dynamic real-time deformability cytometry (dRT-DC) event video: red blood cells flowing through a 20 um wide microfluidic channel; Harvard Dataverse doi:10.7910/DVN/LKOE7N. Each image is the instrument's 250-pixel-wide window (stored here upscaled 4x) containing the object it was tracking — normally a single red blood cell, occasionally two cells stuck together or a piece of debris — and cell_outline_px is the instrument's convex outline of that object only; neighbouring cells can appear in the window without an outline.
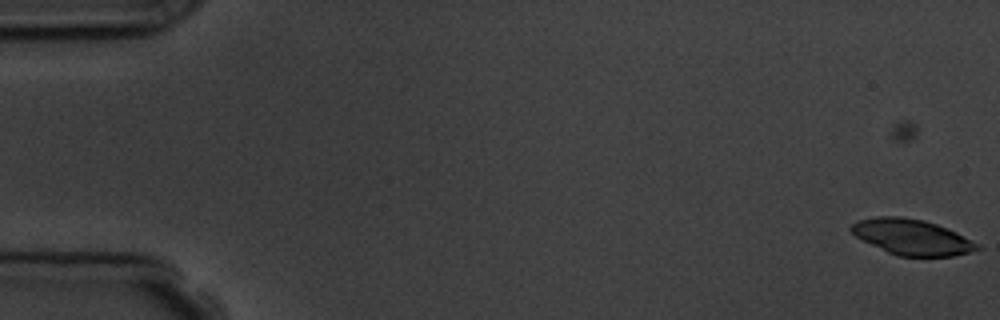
{"species": "common noctule bat (a hibernating species)", "species_latin": "Nyctalus noctula", "temperature_condition": "room temperature", "stored_images_in_passage": 5, "camera_frame_rate_fps": 3000, "um_per_image_px": 0.085, "animal": {"sex": "male", "body_mass_g": 19.5, "forearm_length_mm": 54.6}, "frame": {"image": 1, "passage_image": 1, "time_ms": 0.0, "image_size_px": [1000, 320], "cell_outline_px": [[980, 248], [968, 252], [952, 256], [900, 256], [888, 252], [856, 236], [848, 228], [852, 224], [860, 220], [876, 216], [900, 216], [924, 220], [936, 224], [956, 232], [980, 244]], "centroid_in_image_um": [77.51, 20.14], "position_along_channel_um": 7.5, "area_um2": 25.78}}
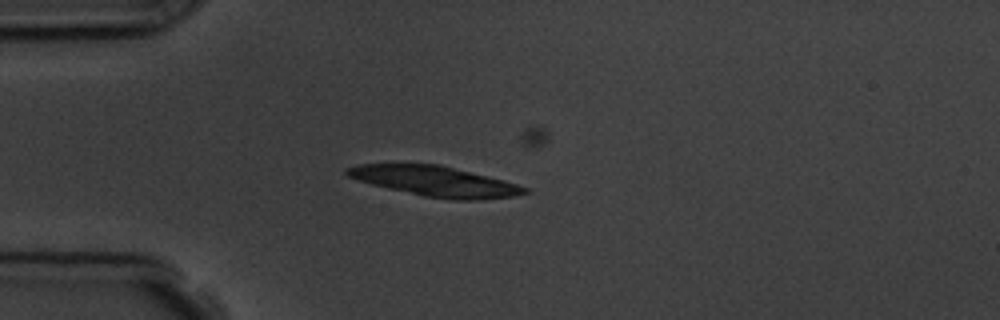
{"frame": {"image": 2, "passage_image": 5, "time_ms": 4.667, "image_size_px": [1000, 320], "cell_outline_px": [[532, 192], [512, 196], [476, 200], [452, 200], [424, 196], [388, 188], [372, 184], [348, 176], [344, 172], [344, 168], [360, 164], [440, 164], [504, 180], [528, 188]], "centroid_in_image_um": [37.01, 15.4], "position_along_channel_um": 48.0, "area_um2": 31.04}}